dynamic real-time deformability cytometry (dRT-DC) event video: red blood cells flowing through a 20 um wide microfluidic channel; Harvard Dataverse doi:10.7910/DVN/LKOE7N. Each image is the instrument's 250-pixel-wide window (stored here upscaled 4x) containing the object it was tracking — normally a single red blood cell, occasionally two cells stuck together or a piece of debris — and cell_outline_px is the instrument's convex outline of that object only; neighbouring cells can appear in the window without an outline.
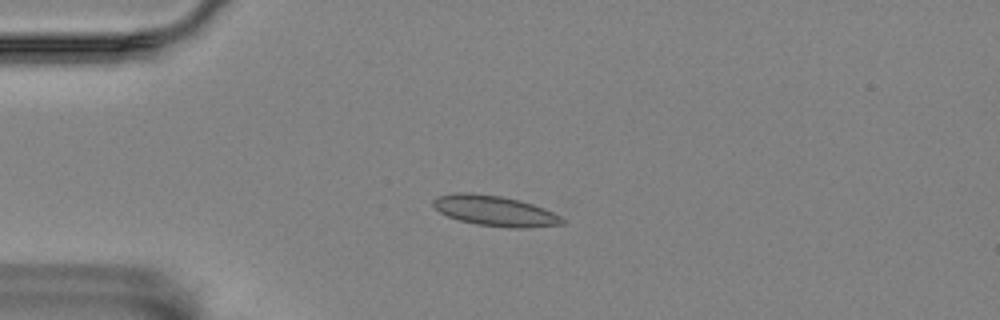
{"species": "Egyptian fruit bat (a non-hibernating species)", "species_latin": "Rousettus aegyptiacus", "temperature_condition": "room temperature", "stored_images_in_passage": 45, "camera_frame_rate_fps": 3000, "um_per_image_px": 0.085, "animal": {"sex": "female"}, "frame": {"image": 1, "passage_image": 2, "time_ms": 0.333, "image_size_px": [1000, 320], "cell_outline_px": [[564, 224], [528, 228], [508, 228], [476, 224], [460, 220], [448, 216], [440, 212], [432, 204], [432, 200], [436, 196], [456, 192], [472, 192], [500, 196], [520, 200], [544, 208], [560, 216], [564, 220]], "centroid_in_image_um": [42.05, 17.92], "position_along_channel_um": 43.0, "area_um2": 22.95}}
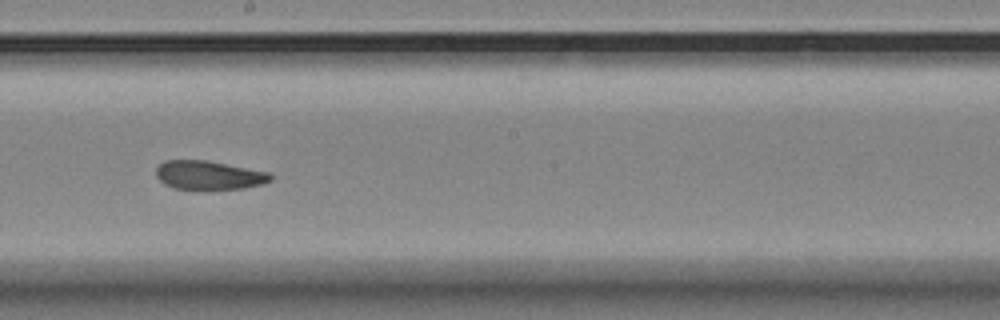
{"frame": {"image": 2, "passage_image": 20, "time_ms": 6.333, "image_size_px": [1000, 320], "cell_outline_px": [[272, 180], [264, 184], [244, 188], [196, 192], [172, 188], [164, 184], [156, 176], [156, 168], [164, 160], [204, 160], [268, 172], [272, 176]], "centroid_in_image_um": [17.71, 14.94], "position_along_channel_um": 230.5, "area_um2": 19.88}}
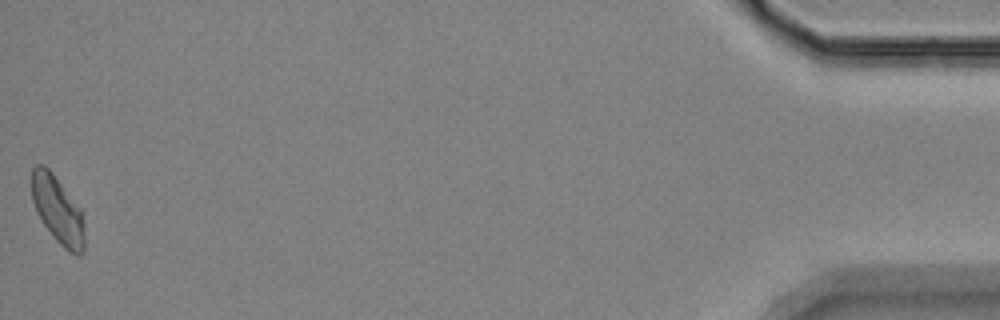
{"frame": {"image": 3, "passage_image": 45, "time_ms": 14.667, "image_size_px": [1000, 320], "cell_outline_px": [[84, 252], [80, 256], [76, 256], [68, 252], [56, 240], [44, 224], [32, 200], [32, 168], [36, 164], [44, 164], [52, 172], [80, 208], [84, 220]], "centroid_in_image_um": [4.93, 17.86], "position_along_channel_um": 430.3, "area_um2": 20.63}, "authors_computed_cell_mechanics": {"area_um2": 20.2878, "velocity_mm_per_s": 3.4909, "shape_relaxation_time_tau1_ms": null, "shape_relaxation_time_tau2_ms": 1.6189, "deformation_change_tau1": null, "deformation_change_tau2": 0.0585}}